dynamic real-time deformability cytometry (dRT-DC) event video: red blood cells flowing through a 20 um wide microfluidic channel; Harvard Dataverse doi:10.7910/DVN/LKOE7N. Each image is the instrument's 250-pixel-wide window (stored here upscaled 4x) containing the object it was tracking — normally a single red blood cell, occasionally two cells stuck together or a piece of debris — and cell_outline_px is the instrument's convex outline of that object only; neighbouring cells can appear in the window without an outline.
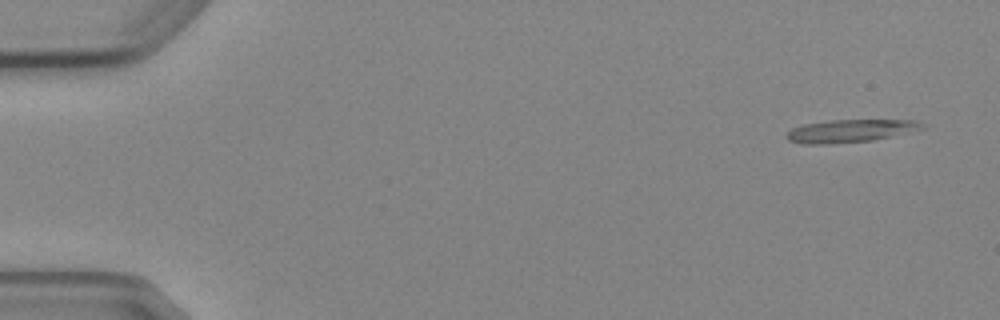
{"species": "Egyptian fruit bat (a non-hibernating species)", "species_latin": "Rousettus aegyptiacus", "temperature_condition": "cold", "stored_images_in_passage": 4, "camera_frame_rate_fps": 3000, "um_per_image_px": 0.085, "animal": {"sex": "female"}, "frame": {"image": 1, "passage_image": 1, "time_ms": 0.0, "image_size_px": [1000, 320], "cell_outline_px": [[928, 128], [872, 140], [828, 144], [804, 144], [788, 140], [784, 136], [792, 128], [804, 124], [832, 120], [916, 120], [928, 124]], "centroid_in_image_um": [72.33, 11.12], "position_along_channel_um": 12.7, "area_um2": 18.09}}
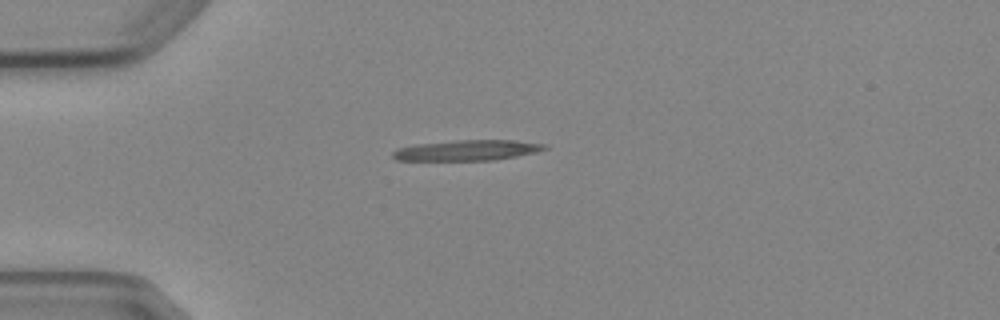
{"frame": {"image": 2, "passage_image": 4, "time_ms": 3.667, "image_size_px": [1000, 320], "cell_outline_px": [[548, 148], [536, 152], [516, 156], [492, 160], [396, 160], [392, 156], [392, 152], [396, 148], [416, 144], [456, 140], [516, 140], [548, 144]], "centroid_in_image_um": [39.72, 12.76], "position_along_channel_um": 45.3, "area_um2": 18.21}}